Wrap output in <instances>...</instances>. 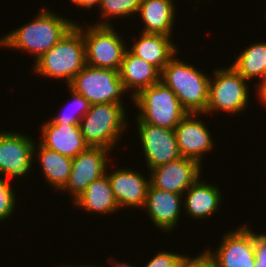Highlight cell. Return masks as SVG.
<instances>
[{"mask_svg":"<svg viewBox=\"0 0 266 267\" xmlns=\"http://www.w3.org/2000/svg\"><path fill=\"white\" fill-rule=\"evenodd\" d=\"M75 23L43 8L35 19L6 34L0 44L21 49L35 55V62L48 52L72 28Z\"/></svg>","mask_w":266,"mask_h":267,"instance_id":"6da1fadb","label":"cell"},{"mask_svg":"<svg viewBox=\"0 0 266 267\" xmlns=\"http://www.w3.org/2000/svg\"><path fill=\"white\" fill-rule=\"evenodd\" d=\"M34 63V72L47 78L65 79L69 85L87 65L82 27L75 22L59 42Z\"/></svg>","mask_w":266,"mask_h":267,"instance_id":"7a4b0ae2","label":"cell"},{"mask_svg":"<svg viewBox=\"0 0 266 267\" xmlns=\"http://www.w3.org/2000/svg\"><path fill=\"white\" fill-rule=\"evenodd\" d=\"M209 77L175 56L162 69L160 81L178 97L188 113L204 114L208 104Z\"/></svg>","mask_w":266,"mask_h":267,"instance_id":"3957f363","label":"cell"},{"mask_svg":"<svg viewBox=\"0 0 266 267\" xmlns=\"http://www.w3.org/2000/svg\"><path fill=\"white\" fill-rule=\"evenodd\" d=\"M133 100L140 110L137 122L175 129L188 114L175 93L162 81L143 89Z\"/></svg>","mask_w":266,"mask_h":267,"instance_id":"277c9868","label":"cell"},{"mask_svg":"<svg viewBox=\"0 0 266 267\" xmlns=\"http://www.w3.org/2000/svg\"><path fill=\"white\" fill-rule=\"evenodd\" d=\"M125 112L124 106L119 103L90 105L79 124L86 143L91 147L112 149L127 127Z\"/></svg>","mask_w":266,"mask_h":267,"instance_id":"5b68a950","label":"cell"},{"mask_svg":"<svg viewBox=\"0 0 266 267\" xmlns=\"http://www.w3.org/2000/svg\"><path fill=\"white\" fill-rule=\"evenodd\" d=\"M101 22L88 27L87 30L82 28L86 64L91 67L119 71L128 49L127 45L113 29L112 24L107 21Z\"/></svg>","mask_w":266,"mask_h":267,"instance_id":"8992f818","label":"cell"},{"mask_svg":"<svg viewBox=\"0 0 266 267\" xmlns=\"http://www.w3.org/2000/svg\"><path fill=\"white\" fill-rule=\"evenodd\" d=\"M214 71L209 79L208 104L205 114L217 111L240 113L248 106V80L244 79L232 66ZM214 79V80H213Z\"/></svg>","mask_w":266,"mask_h":267,"instance_id":"52a82bcc","label":"cell"},{"mask_svg":"<svg viewBox=\"0 0 266 267\" xmlns=\"http://www.w3.org/2000/svg\"><path fill=\"white\" fill-rule=\"evenodd\" d=\"M90 103H119L126 89L117 70L96 68L86 65L68 85Z\"/></svg>","mask_w":266,"mask_h":267,"instance_id":"ba28073f","label":"cell"},{"mask_svg":"<svg viewBox=\"0 0 266 267\" xmlns=\"http://www.w3.org/2000/svg\"><path fill=\"white\" fill-rule=\"evenodd\" d=\"M243 225L226 233L214 253L209 250L216 267H257L256 234ZM216 252V253H215Z\"/></svg>","mask_w":266,"mask_h":267,"instance_id":"9c48e42d","label":"cell"},{"mask_svg":"<svg viewBox=\"0 0 266 267\" xmlns=\"http://www.w3.org/2000/svg\"><path fill=\"white\" fill-rule=\"evenodd\" d=\"M35 142L26 135L0 131V175L25 176L32 167Z\"/></svg>","mask_w":266,"mask_h":267,"instance_id":"30bf717a","label":"cell"},{"mask_svg":"<svg viewBox=\"0 0 266 267\" xmlns=\"http://www.w3.org/2000/svg\"><path fill=\"white\" fill-rule=\"evenodd\" d=\"M108 151L110 150L103 147L89 146L86 150L72 158L71 174L66 186L62 190L65 192L66 190L67 192L69 191L68 193H71L75 200L93 181L104 176L109 166L107 164Z\"/></svg>","mask_w":266,"mask_h":267,"instance_id":"8fae6325","label":"cell"},{"mask_svg":"<svg viewBox=\"0 0 266 267\" xmlns=\"http://www.w3.org/2000/svg\"><path fill=\"white\" fill-rule=\"evenodd\" d=\"M201 164L193 159L180 157L177 160L150 169V185L171 192L183 193L201 176Z\"/></svg>","mask_w":266,"mask_h":267,"instance_id":"7c38bea8","label":"cell"},{"mask_svg":"<svg viewBox=\"0 0 266 267\" xmlns=\"http://www.w3.org/2000/svg\"><path fill=\"white\" fill-rule=\"evenodd\" d=\"M148 170L177 160L180 155L174 129L137 122Z\"/></svg>","mask_w":266,"mask_h":267,"instance_id":"4fadbf2b","label":"cell"},{"mask_svg":"<svg viewBox=\"0 0 266 267\" xmlns=\"http://www.w3.org/2000/svg\"><path fill=\"white\" fill-rule=\"evenodd\" d=\"M195 115L197 113H188L175 127L174 132L180 155L201 164L203 154L214 145L209 129L203 121L194 119Z\"/></svg>","mask_w":266,"mask_h":267,"instance_id":"5bb4252c","label":"cell"},{"mask_svg":"<svg viewBox=\"0 0 266 267\" xmlns=\"http://www.w3.org/2000/svg\"><path fill=\"white\" fill-rule=\"evenodd\" d=\"M116 170L107 176L119 208L124 206L143 208L150 180L130 169Z\"/></svg>","mask_w":266,"mask_h":267,"instance_id":"9a60e30c","label":"cell"},{"mask_svg":"<svg viewBox=\"0 0 266 267\" xmlns=\"http://www.w3.org/2000/svg\"><path fill=\"white\" fill-rule=\"evenodd\" d=\"M41 127L40 143L50 150L74 158L89 147L79 124L61 125L48 121Z\"/></svg>","mask_w":266,"mask_h":267,"instance_id":"2e32d148","label":"cell"},{"mask_svg":"<svg viewBox=\"0 0 266 267\" xmlns=\"http://www.w3.org/2000/svg\"><path fill=\"white\" fill-rule=\"evenodd\" d=\"M181 194H174L149 185L144 207L147 208L151 221L161 230L172 231L178 223Z\"/></svg>","mask_w":266,"mask_h":267,"instance_id":"e0dca14e","label":"cell"},{"mask_svg":"<svg viewBox=\"0 0 266 267\" xmlns=\"http://www.w3.org/2000/svg\"><path fill=\"white\" fill-rule=\"evenodd\" d=\"M171 38L164 34L142 32L140 39L128 50L161 72L177 53L176 45Z\"/></svg>","mask_w":266,"mask_h":267,"instance_id":"ac0fdd59","label":"cell"},{"mask_svg":"<svg viewBox=\"0 0 266 267\" xmlns=\"http://www.w3.org/2000/svg\"><path fill=\"white\" fill-rule=\"evenodd\" d=\"M126 91L133 89L132 98L140 91L160 81L161 72L152 64L126 50L119 70Z\"/></svg>","mask_w":266,"mask_h":267,"instance_id":"d6986e66","label":"cell"},{"mask_svg":"<svg viewBox=\"0 0 266 267\" xmlns=\"http://www.w3.org/2000/svg\"><path fill=\"white\" fill-rule=\"evenodd\" d=\"M198 179L183 194L184 206L186 214L194 219H205L212 216L218 210L221 203V192L214 185L206 184V182Z\"/></svg>","mask_w":266,"mask_h":267,"instance_id":"ffe728a7","label":"cell"},{"mask_svg":"<svg viewBox=\"0 0 266 267\" xmlns=\"http://www.w3.org/2000/svg\"><path fill=\"white\" fill-rule=\"evenodd\" d=\"M107 171L104 176L93 181L86 190L75 200L74 204L86 211L113 214L119 210V205L114 197L110 181L107 176Z\"/></svg>","mask_w":266,"mask_h":267,"instance_id":"44dd1931","label":"cell"},{"mask_svg":"<svg viewBox=\"0 0 266 267\" xmlns=\"http://www.w3.org/2000/svg\"><path fill=\"white\" fill-rule=\"evenodd\" d=\"M173 0H141L138 13L145 24L144 33L171 36L175 18Z\"/></svg>","mask_w":266,"mask_h":267,"instance_id":"7402d4cb","label":"cell"},{"mask_svg":"<svg viewBox=\"0 0 266 267\" xmlns=\"http://www.w3.org/2000/svg\"><path fill=\"white\" fill-rule=\"evenodd\" d=\"M36 150H38L37 155H39L41 170H43L46 182L48 181L51 186L62 191L71 174L72 158L50 150L41 143H38V146L34 145L33 154L37 152Z\"/></svg>","mask_w":266,"mask_h":267,"instance_id":"603a6c76","label":"cell"},{"mask_svg":"<svg viewBox=\"0 0 266 267\" xmlns=\"http://www.w3.org/2000/svg\"><path fill=\"white\" fill-rule=\"evenodd\" d=\"M232 67L246 80L264 79L266 72V42L254 43L237 57Z\"/></svg>","mask_w":266,"mask_h":267,"instance_id":"cb8c5ba5","label":"cell"},{"mask_svg":"<svg viewBox=\"0 0 266 267\" xmlns=\"http://www.w3.org/2000/svg\"><path fill=\"white\" fill-rule=\"evenodd\" d=\"M69 91H70V94H72L71 95V97H73L72 102L74 103V104H71L70 107L72 105H75L73 107H76V108H73V107H71V108L75 109V110L77 109L76 111L73 110V111L77 112V114L75 112L73 113L71 111L69 114H67L69 112V110L67 113H65L63 111V113L58 114L57 117H53L51 120H49L51 123L61 124V125H63V124H65V125L80 124L81 119L88 112L89 107H90L89 101L84 96L76 93L70 87H69Z\"/></svg>","mask_w":266,"mask_h":267,"instance_id":"d4e9b609","label":"cell"},{"mask_svg":"<svg viewBox=\"0 0 266 267\" xmlns=\"http://www.w3.org/2000/svg\"><path fill=\"white\" fill-rule=\"evenodd\" d=\"M141 0H102L100 7L101 16H105L107 19L111 16H129L133 13L138 12Z\"/></svg>","mask_w":266,"mask_h":267,"instance_id":"484cf974","label":"cell"},{"mask_svg":"<svg viewBox=\"0 0 266 267\" xmlns=\"http://www.w3.org/2000/svg\"><path fill=\"white\" fill-rule=\"evenodd\" d=\"M0 176V221L6 220L15 210V194L9 180Z\"/></svg>","mask_w":266,"mask_h":267,"instance_id":"4316f807","label":"cell"},{"mask_svg":"<svg viewBox=\"0 0 266 267\" xmlns=\"http://www.w3.org/2000/svg\"><path fill=\"white\" fill-rule=\"evenodd\" d=\"M183 256L178 253L159 252L145 267H178Z\"/></svg>","mask_w":266,"mask_h":267,"instance_id":"83f0119b","label":"cell"},{"mask_svg":"<svg viewBox=\"0 0 266 267\" xmlns=\"http://www.w3.org/2000/svg\"><path fill=\"white\" fill-rule=\"evenodd\" d=\"M178 267H216L213 258L208 251H203L202 254L195 258H189L186 255L179 262Z\"/></svg>","mask_w":266,"mask_h":267,"instance_id":"f1b7e54d","label":"cell"},{"mask_svg":"<svg viewBox=\"0 0 266 267\" xmlns=\"http://www.w3.org/2000/svg\"><path fill=\"white\" fill-rule=\"evenodd\" d=\"M257 267H266V234H257L255 241Z\"/></svg>","mask_w":266,"mask_h":267,"instance_id":"f546056e","label":"cell"},{"mask_svg":"<svg viewBox=\"0 0 266 267\" xmlns=\"http://www.w3.org/2000/svg\"><path fill=\"white\" fill-rule=\"evenodd\" d=\"M102 0H71V3H74L81 8H88L91 9L94 5L97 6L101 4Z\"/></svg>","mask_w":266,"mask_h":267,"instance_id":"4dcf8cb0","label":"cell"},{"mask_svg":"<svg viewBox=\"0 0 266 267\" xmlns=\"http://www.w3.org/2000/svg\"><path fill=\"white\" fill-rule=\"evenodd\" d=\"M255 87H257L258 89L257 92L259 91L258 95L260 97L261 102L264 103V105H266V78L261 80V83L259 85L257 84Z\"/></svg>","mask_w":266,"mask_h":267,"instance_id":"1f68e13d","label":"cell"},{"mask_svg":"<svg viewBox=\"0 0 266 267\" xmlns=\"http://www.w3.org/2000/svg\"><path fill=\"white\" fill-rule=\"evenodd\" d=\"M115 267H135V266H131L128 263L124 262V263H118L115 265Z\"/></svg>","mask_w":266,"mask_h":267,"instance_id":"d6a6232c","label":"cell"},{"mask_svg":"<svg viewBox=\"0 0 266 267\" xmlns=\"http://www.w3.org/2000/svg\"><path fill=\"white\" fill-rule=\"evenodd\" d=\"M62 267H98V266H91V265H87V266H84V265H82V266H74V265H73V266H72V265H71V266H68V265H67V266H66V265H64V266H62ZM99 267H100V266H99ZM101 267H102V266H101Z\"/></svg>","mask_w":266,"mask_h":267,"instance_id":"836d02e7","label":"cell"}]
</instances>
